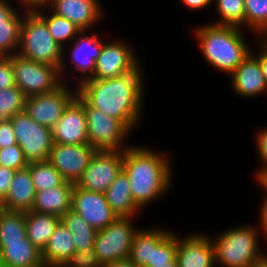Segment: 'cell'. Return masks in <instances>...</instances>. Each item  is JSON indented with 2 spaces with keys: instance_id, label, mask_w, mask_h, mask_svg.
Listing matches in <instances>:
<instances>
[{
  "instance_id": "cell-1",
  "label": "cell",
  "mask_w": 267,
  "mask_h": 267,
  "mask_svg": "<svg viewBox=\"0 0 267 267\" xmlns=\"http://www.w3.org/2000/svg\"><path fill=\"white\" fill-rule=\"evenodd\" d=\"M140 64L131 72L108 79H86L77 92L92 106L120 120L130 131L140 121L143 73Z\"/></svg>"
},
{
  "instance_id": "cell-2",
  "label": "cell",
  "mask_w": 267,
  "mask_h": 267,
  "mask_svg": "<svg viewBox=\"0 0 267 267\" xmlns=\"http://www.w3.org/2000/svg\"><path fill=\"white\" fill-rule=\"evenodd\" d=\"M144 147L130 146L123 150V170L130 181L132 197L143 209L157 199L172 183L169 159Z\"/></svg>"
},
{
  "instance_id": "cell-3",
  "label": "cell",
  "mask_w": 267,
  "mask_h": 267,
  "mask_svg": "<svg viewBox=\"0 0 267 267\" xmlns=\"http://www.w3.org/2000/svg\"><path fill=\"white\" fill-rule=\"evenodd\" d=\"M195 32L203 56L225 73L231 74L251 52L239 27L209 23Z\"/></svg>"
},
{
  "instance_id": "cell-4",
  "label": "cell",
  "mask_w": 267,
  "mask_h": 267,
  "mask_svg": "<svg viewBox=\"0 0 267 267\" xmlns=\"http://www.w3.org/2000/svg\"><path fill=\"white\" fill-rule=\"evenodd\" d=\"M24 17L20 28V43L18 54L23 58L48 64L59 69L64 78V49L49 33L45 21L31 8L23 4ZM63 76V77H62Z\"/></svg>"
},
{
  "instance_id": "cell-5",
  "label": "cell",
  "mask_w": 267,
  "mask_h": 267,
  "mask_svg": "<svg viewBox=\"0 0 267 267\" xmlns=\"http://www.w3.org/2000/svg\"><path fill=\"white\" fill-rule=\"evenodd\" d=\"M257 232L254 226L241 225L212 238L215 264L222 267H261L267 263V255L258 250Z\"/></svg>"
},
{
  "instance_id": "cell-6",
  "label": "cell",
  "mask_w": 267,
  "mask_h": 267,
  "mask_svg": "<svg viewBox=\"0 0 267 267\" xmlns=\"http://www.w3.org/2000/svg\"><path fill=\"white\" fill-rule=\"evenodd\" d=\"M133 217H117L110 225L97 231L94 250L102 266L129 258L135 233ZM133 222V223H132Z\"/></svg>"
},
{
  "instance_id": "cell-7",
  "label": "cell",
  "mask_w": 267,
  "mask_h": 267,
  "mask_svg": "<svg viewBox=\"0 0 267 267\" xmlns=\"http://www.w3.org/2000/svg\"><path fill=\"white\" fill-rule=\"evenodd\" d=\"M15 84L26 97L49 93L63 82L58 68L38 63L19 54L11 56Z\"/></svg>"
},
{
  "instance_id": "cell-8",
  "label": "cell",
  "mask_w": 267,
  "mask_h": 267,
  "mask_svg": "<svg viewBox=\"0 0 267 267\" xmlns=\"http://www.w3.org/2000/svg\"><path fill=\"white\" fill-rule=\"evenodd\" d=\"M17 144L28 163L47 161L53 148L51 129L33 120L25 110L11 118Z\"/></svg>"
},
{
  "instance_id": "cell-9",
  "label": "cell",
  "mask_w": 267,
  "mask_h": 267,
  "mask_svg": "<svg viewBox=\"0 0 267 267\" xmlns=\"http://www.w3.org/2000/svg\"><path fill=\"white\" fill-rule=\"evenodd\" d=\"M84 108L88 143L92 147L96 150H124L130 147H125L122 143L131 131L120 120L92 107L85 99Z\"/></svg>"
},
{
  "instance_id": "cell-10",
  "label": "cell",
  "mask_w": 267,
  "mask_h": 267,
  "mask_svg": "<svg viewBox=\"0 0 267 267\" xmlns=\"http://www.w3.org/2000/svg\"><path fill=\"white\" fill-rule=\"evenodd\" d=\"M123 169V150H97L77 182L81 189L104 193Z\"/></svg>"
},
{
  "instance_id": "cell-11",
  "label": "cell",
  "mask_w": 267,
  "mask_h": 267,
  "mask_svg": "<svg viewBox=\"0 0 267 267\" xmlns=\"http://www.w3.org/2000/svg\"><path fill=\"white\" fill-rule=\"evenodd\" d=\"M64 82L54 91L26 98L25 112L42 126L52 128L64 109L76 97L77 89L69 90Z\"/></svg>"
},
{
  "instance_id": "cell-12",
  "label": "cell",
  "mask_w": 267,
  "mask_h": 267,
  "mask_svg": "<svg viewBox=\"0 0 267 267\" xmlns=\"http://www.w3.org/2000/svg\"><path fill=\"white\" fill-rule=\"evenodd\" d=\"M96 151L89 143L76 145L54 143L48 161L67 182L77 184Z\"/></svg>"
},
{
  "instance_id": "cell-13",
  "label": "cell",
  "mask_w": 267,
  "mask_h": 267,
  "mask_svg": "<svg viewBox=\"0 0 267 267\" xmlns=\"http://www.w3.org/2000/svg\"><path fill=\"white\" fill-rule=\"evenodd\" d=\"M51 132L53 141L57 144H88L84 98L78 92L64 109L58 122L53 125Z\"/></svg>"
},
{
  "instance_id": "cell-14",
  "label": "cell",
  "mask_w": 267,
  "mask_h": 267,
  "mask_svg": "<svg viewBox=\"0 0 267 267\" xmlns=\"http://www.w3.org/2000/svg\"><path fill=\"white\" fill-rule=\"evenodd\" d=\"M133 51L121 41L104 42L94 73L88 79L115 78L133 71L139 65Z\"/></svg>"
},
{
  "instance_id": "cell-15",
  "label": "cell",
  "mask_w": 267,
  "mask_h": 267,
  "mask_svg": "<svg viewBox=\"0 0 267 267\" xmlns=\"http://www.w3.org/2000/svg\"><path fill=\"white\" fill-rule=\"evenodd\" d=\"M71 210L97 231L104 229L118 217L112 211L104 193L87 191L76 184L72 191Z\"/></svg>"
},
{
  "instance_id": "cell-16",
  "label": "cell",
  "mask_w": 267,
  "mask_h": 267,
  "mask_svg": "<svg viewBox=\"0 0 267 267\" xmlns=\"http://www.w3.org/2000/svg\"><path fill=\"white\" fill-rule=\"evenodd\" d=\"M51 6V11L87 31L100 21L103 14L98 0H45L42 6Z\"/></svg>"
},
{
  "instance_id": "cell-17",
  "label": "cell",
  "mask_w": 267,
  "mask_h": 267,
  "mask_svg": "<svg viewBox=\"0 0 267 267\" xmlns=\"http://www.w3.org/2000/svg\"><path fill=\"white\" fill-rule=\"evenodd\" d=\"M179 237L177 234L178 267L216 266L214 248L209 236L198 233Z\"/></svg>"
},
{
  "instance_id": "cell-18",
  "label": "cell",
  "mask_w": 267,
  "mask_h": 267,
  "mask_svg": "<svg viewBox=\"0 0 267 267\" xmlns=\"http://www.w3.org/2000/svg\"><path fill=\"white\" fill-rule=\"evenodd\" d=\"M232 87L240 97H255L267 93V82L264 78L259 60L252 54L231 73Z\"/></svg>"
},
{
  "instance_id": "cell-19",
  "label": "cell",
  "mask_w": 267,
  "mask_h": 267,
  "mask_svg": "<svg viewBox=\"0 0 267 267\" xmlns=\"http://www.w3.org/2000/svg\"><path fill=\"white\" fill-rule=\"evenodd\" d=\"M36 191L29 169L16 170L6 198L0 208L9 212H29L35 201Z\"/></svg>"
},
{
  "instance_id": "cell-20",
  "label": "cell",
  "mask_w": 267,
  "mask_h": 267,
  "mask_svg": "<svg viewBox=\"0 0 267 267\" xmlns=\"http://www.w3.org/2000/svg\"><path fill=\"white\" fill-rule=\"evenodd\" d=\"M87 31H81L79 39L74 41L71 49V62L77 71L82 72L83 76L78 80V84L90 78L94 73L95 61L102 51L104 42L96 34L87 35ZM87 72V73H86ZM86 74V75H85Z\"/></svg>"
},
{
  "instance_id": "cell-21",
  "label": "cell",
  "mask_w": 267,
  "mask_h": 267,
  "mask_svg": "<svg viewBox=\"0 0 267 267\" xmlns=\"http://www.w3.org/2000/svg\"><path fill=\"white\" fill-rule=\"evenodd\" d=\"M0 267H45L42 251L31 241L0 242Z\"/></svg>"
},
{
  "instance_id": "cell-22",
  "label": "cell",
  "mask_w": 267,
  "mask_h": 267,
  "mask_svg": "<svg viewBox=\"0 0 267 267\" xmlns=\"http://www.w3.org/2000/svg\"><path fill=\"white\" fill-rule=\"evenodd\" d=\"M73 183L65 182L61 186L36 191L31 211L62 217L71 210Z\"/></svg>"
},
{
  "instance_id": "cell-23",
  "label": "cell",
  "mask_w": 267,
  "mask_h": 267,
  "mask_svg": "<svg viewBox=\"0 0 267 267\" xmlns=\"http://www.w3.org/2000/svg\"><path fill=\"white\" fill-rule=\"evenodd\" d=\"M104 194L112 211L118 217H134L138 211H141L132 197L130 181L123 169Z\"/></svg>"
},
{
  "instance_id": "cell-24",
  "label": "cell",
  "mask_w": 267,
  "mask_h": 267,
  "mask_svg": "<svg viewBox=\"0 0 267 267\" xmlns=\"http://www.w3.org/2000/svg\"><path fill=\"white\" fill-rule=\"evenodd\" d=\"M76 252L71 232L60 222L42 251L45 267H61Z\"/></svg>"
},
{
  "instance_id": "cell-25",
  "label": "cell",
  "mask_w": 267,
  "mask_h": 267,
  "mask_svg": "<svg viewBox=\"0 0 267 267\" xmlns=\"http://www.w3.org/2000/svg\"><path fill=\"white\" fill-rule=\"evenodd\" d=\"M61 222V217L51 214L26 212V235L29 241L39 250L43 251Z\"/></svg>"
},
{
  "instance_id": "cell-26",
  "label": "cell",
  "mask_w": 267,
  "mask_h": 267,
  "mask_svg": "<svg viewBox=\"0 0 267 267\" xmlns=\"http://www.w3.org/2000/svg\"><path fill=\"white\" fill-rule=\"evenodd\" d=\"M177 235L169 230L152 229V255L151 262L145 266L168 265L176 258Z\"/></svg>"
},
{
  "instance_id": "cell-27",
  "label": "cell",
  "mask_w": 267,
  "mask_h": 267,
  "mask_svg": "<svg viewBox=\"0 0 267 267\" xmlns=\"http://www.w3.org/2000/svg\"><path fill=\"white\" fill-rule=\"evenodd\" d=\"M42 3H38L32 5L31 8L45 21L49 33L53 37V39L63 47L65 52V43L70 41L71 39H75V37H79L78 35L82 31L75 24L67 20L66 18L59 16L55 13H51L48 15H44V11H40L42 8Z\"/></svg>"
},
{
  "instance_id": "cell-28",
  "label": "cell",
  "mask_w": 267,
  "mask_h": 267,
  "mask_svg": "<svg viewBox=\"0 0 267 267\" xmlns=\"http://www.w3.org/2000/svg\"><path fill=\"white\" fill-rule=\"evenodd\" d=\"M61 222L71 232L76 251L87 247H94L97 230L73 210H69L61 217Z\"/></svg>"
},
{
  "instance_id": "cell-29",
  "label": "cell",
  "mask_w": 267,
  "mask_h": 267,
  "mask_svg": "<svg viewBox=\"0 0 267 267\" xmlns=\"http://www.w3.org/2000/svg\"><path fill=\"white\" fill-rule=\"evenodd\" d=\"M26 238V213L0 209V242H22Z\"/></svg>"
},
{
  "instance_id": "cell-30",
  "label": "cell",
  "mask_w": 267,
  "mask_h": 267,
  "mask_svg": "<svg viewBox=\"0 0 267 267\" xmlns=\"http://www.w3.org/2000/svg\"><path fill=\"white\" fill-rule=\"evenodd\" d=\"M27 168L29 169L35 191L61 186L66 182L58 170L48 160L28 163Z\"/></svg>"
},
{
  "instance_id": "cell-31",
  "label": "cell",
  "mask_w": 267,
  "mask_h": 267,
  "mask_svg": "<svg viewBox=\"0 0 267 267\" xmlns=\"http://www.w3.org/2000/svg\"><path fill=\"white\" fill-rule=\"evenodd\" d=\"M20 15L15 11L7 19V25H0V56H12L19 52L20 28L24 17Z\"/></svg>"
},
{
  "instance_id": "cell-32",
  "label": "cell",
  "mask_w": 267,
  "mask_h": 267,
  "mask_svg": "<svg viewBox=\"0 0 267 267\" xmlns=\"http://www.w3.org/2000/svg\"><path fill=\"white\" fill-rule=\"evenodd\" d=\"M214 2L221 19L215 23L212 22V24L239 28L245 26L244 0H215Z\"/></svg>"
},
{
  "instance_id": "cell-33",
  "label": "cell",
  "mask_w": 267,
  "mask_h": 267,
  "mask_svg": "<svg viewBox=\"0 0 267 267\" xmlns=\"http://www.w3.org/2000/svg\"><path fill=\"white\" fill-rule=\"evenodd\" d=\"M26 95L18 86L0 89V120H11L25 110Z\"/></svg>"
},
{
  "instance_id": "cell-34",
  "label": "cell",
  "mask_w": 267,
  "mask_h": 267,
  "mask_svg": "<svg viewBox=\"0 0 267 267\" xmlns=\"http://www.w3.org/2000/svg\"><path fill=\"white\" fill-rule=\"evenodd\" d=\"M152 255V228L138 230L133 238L129 259L137 266L144 267L151 262Z\"/></svg>"
},
{
  "instance_id": "cell-35",
  "label": "cell",
  "mask_w": 267,
  "mask_h": 267,
  "mask_svg": "<svg viewBox=\"0 0 267 267\" xmlns=\"http://www.w3.org/2000/svg\"><path fill=\"white\" fill-rule=\"evenodd\" d=\"M245 26L259 34L267 29V0H244Z\"/></svg>"
},
{
  "instance_id": "cell-36",
  "label": "cell",
  "mask_w": 267,
  "mask_h": 267,
  "mask_svg": "<svg viewBox=\"0 0 267 267\" xmlns=\"http://www.w3.org/2000/svg\"><path fill=\"white\" fill-rule=\"evenodd\" d=\"M0 165L14 170H21L28 167V162L24 157L23 150L18 144H15L0 148Z\"/></svg>"
},
{
  "instance_id": "cell-37",
  "label": "cell",
  "mask_w": 267,
  "mask_h": 267,
  "mask_svg": "<svg viewBox=\"0 0 267 267\" xmlns=\"http://www.w3.org/2000/svg\"><path fill=\"white\" fill-rule=\"evenodd\" d=\"M61 267H103L95 253L94 247L76 251Z\"/></svg>"
},
{
  "instance_id": "cell-38",
  "label": "cell",
  "mask_w": 267,
  "mask_h": 267,
  "mask_svg": "<svg viewBox=\"0 0 267 267\" xmlns=\"http://www.w3.org/2000/svg\"><path fill=\"white\" fill-rule=\"evenodd\" d=\"M15 85L11 56H0V89H8Z\"/></svg>"
},
{
  "instance_id": "cell-39",
  "label": "cell",
  "mask_w": 267,
  "mask_h": 267,
  "mask_svg": "<svg viewBox=\"0 0 267 267\" xmlns=\"http://www.w3.org/2000/svg\"><path fill=\"white\" fill-rule=\"evenodd\" d=\"M17 144L11 120H0V148Z\"/></svg>"
},
{
  "instance_id": "cell-40",
  "label": "cell",
  "mask_w": 267,
  "mask_h": 267,
  "mask_svg": "<svg viewBox=\"0 0 267 267\" xmlns=\"http://www.w3.org/2000/svg\"><path fill=\"white\" fill-rule=\"evenodd\" d=\"M16 170L0 165V203L6 198Z\"/></svg>"
},
{
  "instance_id": "cell-41",
  "label": "cell",
  "mask_w": 267,
  "mask_h": 267,
  "mask_svg": "<svg viewBox=\"0 0 267 267\" xmlns=\"http://www.w3.org/2000/svg\"><path fill=\"white\" fill-rule=\"evenodd\" d=\"M258 133V134H257ZM256 133V148L258 150L259 158L262 166H267V127Z\"/></svg>"
},
{
  "instance_id": "cell-42",
  "label": "cell",
  "mask_w": 267,
  "mask_h": 267,
  "mask_svg": "<svg viewBox=\"0 0 267 267\" xmlns=\"http://www.w3.org/2000/svg\"><path fill=\"white\" fill-rule=\"evenodd\" d=\"M16 10L12 5L6 0H0V25H7V19L15 12Z\"/></svg>"
},
{
  "instance_id": "cell-43",
  "label": "cell",
  "mask_w": 267,
  "mask_h": 267,
  "mask_svg": "<svg viewBox=\"0 0 267 267\" xmlns=\"http://www.w3.org/2000/svg\"><path fill=\"white\" fill-rule=\"evenodd\" d=\"M188 7L189 9H200L210 6L213 2L212 0H181V3Z\"/></svg>"
},
{
  "instance_id": "cell-44",
  "label": "cell",
  "mask_w": 267,
  "mask_h": 267,
  "mask_svg": "<svg viewBox=\"0 0 267 267\" xmlns=\"http://www.w3.org/2000/svg\"><path fill=\"white\" fill-rule=\"evenodd\" d=\"M259 46V55L256 54L255 57L259 60L264 78L267 82V49L262 44H259Z\"/></svg>"
},
{
  "instance_id": "cell-45",
  "label": "cell",
  "mask_w": 267,
  "mask_h": 267,
  "mask_svg": "<svg viewBox=\"0 0 267 267\" xmlns=\"http://www.w3.org/2000/svg\"><path fill=\"white\" fill-rule=\"evenodd\" d=\"M262 206H261V219H260V227L262 229L261 232H263L262 234H265V236L267 237V196H265V198H263L262 201Z\"/></svg>"
},
{
  "instance_id": "cell-46",
  "label": "cell",
  "mask_w": 267,
  "mask_h": 267,
  "mask_svg": "<svg viewBox=\"0 0 267 267\" xmlns=\"http://www.w3.org/2000/svg\"><path fill=\"white\" fill-rule=\"evenodd\" d=\"M255 175V177H257L256 180L258 181L260 186L264 188L263 190L265 191V194L267 196V166H262Z\"/></svg>"
},
{
  "instance_id": "cell-47",
  "label": "cell",
  "mask_w": 267,
  "mask_h": 267,
  "mask_svg": "<svg viewBox=\"0 0 267 267\" xmlns=\"http://www.w3.org/2000/svg\"><path fill=\"white\" fill-rule=\"evenodd\" d=\"M105 267H137L129 258L120 259L106 265Z\"/></svg>"
},
{
  "instance_id": "cell-48",
  "label": "cell",
  "mask_w": 267,
  "mask_h": 267,
  "mask_svg": "<svg viewBox=\"0 0 267 267\" xmlns=\"http://www.w3.org/2000/svg\"><path fill=\"white\" fill-rule=\"evenodd\" d=\"M21 2V4H26L29 6L38 4V3H43L45 0H19Z\"/></svg>"
},
{
  "instance_id": "cell-49",
  "label": "cell",
  "mask_w": 267,
  "mask_h": 267,
  "mask_svg": "<svg viewBox=\"0 0 267 267\" xmlns=\"http://www.w3.org/2000/svg\"><path fill=\"white\" fill-rule=\"evenodd\" d=\"M260 34L262 36L259 40L261 39V44L267 49V29L263 30Z\"/></svg>"
},
{
  "instance_id": "cell-50",
  "label": "cell",
  "mask_w": 267,
  "mask_h": 267,
  "mask_svg": "<svg viewBox=\"0 0 267 267\" xmlns=\"http://www.w3.org/2000/svg\"><path fill=\"white\" fill-rule=\"evenodd\" d=\"M144 267H178L177 259L175 258L173 261L169 262L168 265L162 266H144Z\"/></svg>"
},
{
  "instance_id": "cell-51",
  "label": "cell",
  "mask_w": 267,
  "mask_h": 267,
  "mask_svg": "<svg viewBox=\"0 0 267 267\" xmlns=\"http://www.w3.org/2000/svg\"><path fill=\"white\" fill-rule=\"evenodd\" d=\"M261 267H267V263H265L264 265H262Z\"/></svg>"
}]
</instances>
